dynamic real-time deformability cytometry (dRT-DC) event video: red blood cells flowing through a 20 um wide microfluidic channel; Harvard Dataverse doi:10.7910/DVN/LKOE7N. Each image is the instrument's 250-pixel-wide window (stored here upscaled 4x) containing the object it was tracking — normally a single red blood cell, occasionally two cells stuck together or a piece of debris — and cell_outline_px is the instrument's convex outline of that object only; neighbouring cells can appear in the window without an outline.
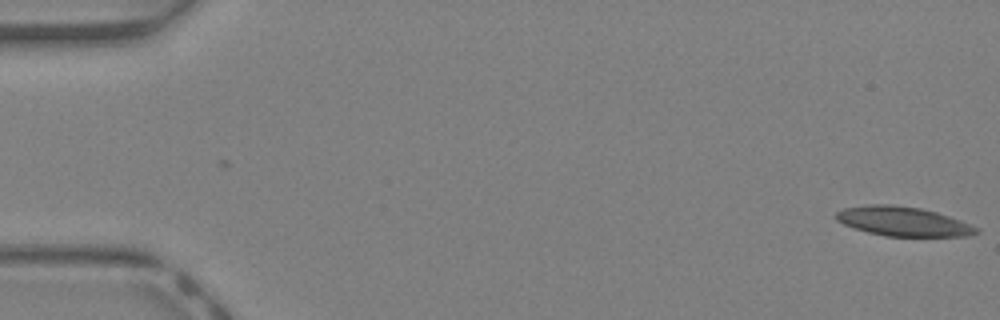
{"species": "Egyptian fruit bat (a non-hibernating species)", "species_latin": "Rousettus aegyptiacus", "temperature_condition": "warm", "stored_images_in_passage": 42, "camera_frame_rate_fps": 3000, "um_per_image_px": 0.085, "animal": {"sex": "female"}, "frame": {"image": 1, "passage_image": 1, "time_ms": 0.0, "image_size_px": [1000, 320], "cell_outline_px": [[980, 232], [968, 236], [884, 236], [868, 232], [844, 224], [836, 220], [836, 212], [844, 208], [872, 204], [892, 204], [920, 208], [936, 212], [960, 220], [980, 228]], "centroid_in_image_um": [76.79, 18.82], "position_along_channel_um": 8.2, "area_um2": 23.87}}
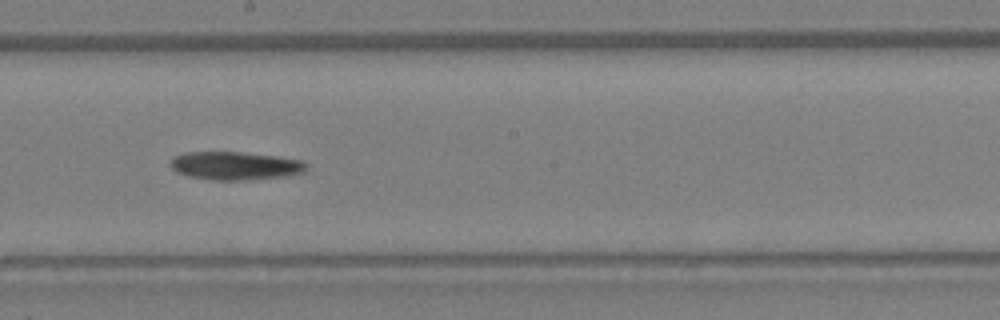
{"frame": {"image": 2, "passage_image": 24, "time_ms": 7.667, "image_size_px": [1000, 320], "cell_outline_px": [[308, 168], [304, 172], [288, 176], [244, 180], [212, 180], [188, 176], [176, 172], [168, 164], [176, 156], [184, 152], [240, 152], [276, 156], [304, 160], [308, 164]], "centroid_in_image_um": [20.03, 14.09], "position_along_channel_um": 228.2, "area_um2": 22.54}}
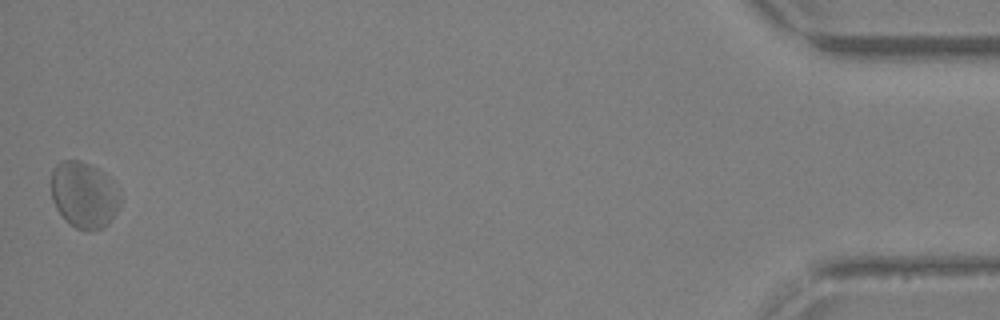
{"frame": {"image": 3, "passage_image": 42, "time_ms": 13.667, "image_size_px": [1000, 320], "cell_outline_px": [[120, 200], [116, 212], [108, 224], [92, 232], [84, 232], [76, 228], [56, 208], [52, 200], [52, 172], [56, 164], [60, 160], [80, 160], [104, 172], [112, 180], [120, 192]], "centroid_in_image_um": [7.15, 16.56], "position_along_channel_um": 428.0, "area_um2": 26.65}}